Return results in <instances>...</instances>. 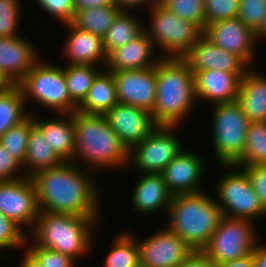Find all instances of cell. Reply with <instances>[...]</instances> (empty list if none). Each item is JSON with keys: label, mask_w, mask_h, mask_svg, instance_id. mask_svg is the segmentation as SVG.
Wrapping results in <instances>:
<instances>
[{"label": "cell", "mask_w": 266, "mask_h": 267, "mask_svg": "<svg viewBox=\"0 0 266 267\" xmlns=\"http://www.w3.org/2000/svg\"><path fill=\"white\" fill-rule=\"evenodd\" d=\"M137 180L131 198L133 210L147 215L162 207L169 208L173 195L168 191L162 174L143 173Z\"/></svg>", "instance_id": "obj_24"}, {"label": "cell", "mask_w": 266, "mask_h": 267, "mask_svg": "<svg viewBox=\"0 0 266 267\" xmlns=\"http://www.w3.org/2000/svg\"><path fill=\"white\" fill-rule=\"evenodd\" d=\"M136 242L140 267H177L194 252L166 227Z\"/></svg>", "instance_id": "obj_13"}, {"label": "cell", "mask_w": 266, "mask_h": 267, "mask_svg": "<svg viewBox=\"0 0 266 267\" xmlns=\"http://www.w3.org/2000/svg\"><path fill=\"white\" fill-rule=\"evenodd\" d=\"M27 247V248H26ZM26 248L44 267H74L75 259L56 250L39 247L25 246Z\"/></svg>", "instance_id": "obj_40"}, {"label": "cell", "mask_w": 266, "mask_h": 267, "mask_svg": "<svg viewBox=\"0 0 266 267\" xmlns=\"http://www.w3.org/2000/svg\"><path fill=\"white\" fill-rule=\"evenodd\" d=\"M182 58L192 71L216 69L223 72H246L250 68L239 56L218 47L204 35Z\"/></svg>", "instance_id": "obj_18"}, {"label": "cell", "mask_w": 266, "mask_h": 267, "mask_svg": "<svg viewBox=\"0 0 266 267\" xmlns=\"http://www.w3.org/2000/svg\"><path fill=\"white\" fill-rule=\"evenodd\" d=\"M238 18L257 32L266 13V0H240Z\"/></svg>", "instance_id": "obj_39"}, {"label": "cell", "mask_w": 266, "mask_h": 267, "mask_svg": "<svg viewBox=\"0 0 266 267\" xmlns=\"http://www.w3.org/2000/svg\"><path fill=\"white\" fill-rule=\"evenodd\" d=\"M202 157L198 153L184 151L183 148L167 164L161 174L172 195L196 193L203 190L199 186L206 168Z\"/></svg>", "instance_id": "obj_17"}, {"label": "cell", "mask_w": 266, "mask_h": 267, "mask_svg": "<svg viewBox=\"0 0 266 267\" xmlns=\"http://www.w3.org/2000/svg\"><path fill=\"white\" fill-rule=\"evenodd\" d=\"M212 108V144L216 159L221 165L235 164L245 148L250 121L237 100L214 104Z\"/></svg>", "instance_id": "obj_7"}, {"label": "cell", "mask_w": 266, "mask_h": 267, "mask_svg": "<svg viewBox=\"0 0 266 267\" xmlns=\"http://www.w3.org/2000/svg\"><path fill=\"white\" fill-rule=\"evenodd\" d=\"M177 126H157L128 151V163L138 172L161 174L167 164L184 148L174 132Z\"/></svg>", "instance_id": "obj_11"}, {"label": "cell", "mask_w": 266, "mask_h": 267, "mask_svg": "<svg viewBox=\"0 0 266 267\" xmlns=\"http://www.w3.org/2000/svg\"><path fill=\"white\" fill-rule=\"evenodd\" d=\"M0 212L22 229H32L39 214L35 186L30 177L0 182Z\"/></svg>", "instance_id": "obj_12"}, {"label": "cell", "mask_w": 266, "mask_h": 267, "mask_svg": "<svg viewBox=\"0 0 266 267\" xmlns=\"http://www.w3.org/2000/svg\"><path fill=\"white\" fill-rule=\"evenodd\" d=\"M179 18L196 24L202 31L205 29V0H158Z\"/></svg>", "instance_id": "obj_35"}, {"label": "cell", "mask_w": 266, "mask_h": 267, "mask_svg": "<svg viewBox=\"0 0 266 267\" xmlns=\"http://www.w3.org/2000/svg\"><path fill=\"white\" fill-rule=\"evenodd\" d=\"M130 14V11H120L114 18L112 25L103 36V45L106 54L131 42L144 31L142 22Z\"/></svg>", "instance_id": "obj_28"}, {"label": "cell", "mask_w": 266, "mask_h": 267, "mask_svg": "<svg viewBox=\"0 0 266 267\" xmlns=\"http://www.w3.org/2000/svg\"><path fill=\"white\" fill-rule=\"evenodd\" d=\"M215 267H253L252 256L249 254L233 261L215 264Z\"/></svg>", "instance_id": "obj_48"}, {"label": "cell", "mask_w": 266, "mask_h": 267, "mask_svg": "<svg viewBox=\"0 0 266 267\" xmlns=\"http://www.w3.org/2000/svg\"><path fill=\"white\" fill-rule=\"evenodd\" d=\"M99 218L39 211L32 228L33 245L56 250L73 259L87 255L93 244V228ZM87 253V254H86Z\"/></svg>", "instance_id": "obj_5"}, {"label": "cell", "mask_w": 266, "mask_h": 267, "mask_svg": "<svg viewBox=\"0 0 266 267\" xmlns=\"http://www.w3.org/2000/svg\"><path fill=\"white\" fill-rule=\"evenodd\" d=\"M177 267H215V264L201 251H194Z\"/></svg>", "instance_id": "obj_44"}, {"label": "cell", "mask_w": 266, "mask_h": 267, "mask_svg": "<svg viewBox=\"0 0 266 267\" xmlns=\"http://www.w3.org/2000/svg\"><path fill=\"white\" fill-rule=\"evenodd\" d=\"M195 78L183 58L159 57L156 100L151 115L157 126H180L196 105ZM179 125V126H178Z\"/></svg>", "instance_id": "obj_2"}, {"label": "cell", "mask_w": 266, "mask_h": 267, "mask_svg": "<svg viewBox=\"0 0 266 267\" xmlns=\"http://www.w3.org/2000/svg\"><path fill=\"white\" fill-rule=\"evenodd\" d=\"M41 10L55 17L62 24L71 23L75 10L73 0H36Z\"/></svg>", "instance_id": "obj_41"}, {"label": "cell", "mask_w": 266, "mask_h": 267, "mask_svg": "<svg viewBox=\"0 0 266 267\" xmlns=\"http://www.w3.org/2000/svg\"><path fill=\"white\" fill-rule=\"evenodd\" d=\"M249 68L240 80L237 101L250 122L266 121V76Z\"/></svg>", "instance_id": "obj_25"}, {"label": "cell", "mask_w": 266, "mask_h": 267, "mask_svg": "<svg viewBox=\"0 0 266 267\" xmlns=\"http://www.w3.org/2000/svg\"><path fill=\"white\" fill-rule=\"evenodd\" d=\"M92 172L74 162H62L34 173L30 178L39 211L100 218V191Z\"/></svg>", "instance_id": "obj_1"}, {"label": "cell", "mask_w": 266, "mask_h": 267, "mask_svg": "<svg viewBox=\"0 0 266 267\" xmlns=\"http://www.w3.org/2000/svg\"><path fill=\"white\" fill-rule=\"evenodd\" d=\"M120 11L115 4L81 10L75 12L71 23L84 31L103 37Z\"/></svg>", "instance_id": "obj_31"}, {"label": "cell", "mask_w": 266, "mask_h": 267, "mask_svg": "<svg viewBox=\"0 0 266 267\" xmlns=\"http://www.w3.org/2000/svg\"><path fill=\"white\" fill-rule=\"evenodd\" d=\"M18 85L26 105L32 98L57 114L77 111V105L69 96L64 69L61 66L49 64L40 59Z\"/></svg>", "instance_id": "obj_6"}, {"label": "cell", "mask_w": 266, "mask_h": 267, "mask_svg": "<svg viewBox=\"0 0 266 267\" xmlns=\"http://www.w3.org/2000/svg\"><path fill=\"white\" fill-rule=\"evenodd\" d=\"M253 267H266V245L260 243L251 252Z\"/></svg>", "instance_id": "obj_47"}, {"label": "cell", "mask_w": 266, "mask_h": 267, "mask_svg": "<svg viewBox=\"0 0 266 267\" xmlns=\"http://www.w3.org/2000/svg\"><path fill=\"white\" fill-rule=\"evenodd\" d=\"M15 84L0 70V93L8 91Z\"/></svg>", "instance_id": "obj_50"}, {"label": "cell", "mask_w": 266, "mask_h": 267, "mask_svg": "<svg viewBox=\"0 0 266 267\" xmlns=\"http://www.w3.org/2000/svg\"><path fill=\"white\" fill-rule=\"evenodd\" d=\"M203 35L213 44L239 56L249 67L256 59L255 42L260 41L256 32L238 17L207 24ZM252 63V64H251Z\"/></svg>", "instance_id": "obj_14"}, {"label": "cell", "mask_w": 266, "mask_h": 267, "mask_svg": "<svg viewBox=\"0 0 266 267\" xmlns=\"http://www.w3.org/2000/svg\"><path fill=\"white\" fill-rule=\"evenodd\" d=\"M69 35L63 44V53L69 65L106 64L107 54L103 45V37L75 27L72 23L64 24Z\"/></svg>", "instance_id": "obj_21"}, {"label": "cell", "mask_w": 266, "mask_h": 267, "mask_svg": "<svg viewBox=\"0 0 266 267\" xmlns=\"http://www.w3.org/2000/svg\"><path fill=\"white\" fill-rule=\"evenodd\" d=\"M75 151L73 162L87 169L117 168L128 164V150L120 142L105 115L73 112ZM79 160V161H78ZM107 167V168H106Z\"/></svg>", "instance_id": "obj_3"}, {"label": "cell", "mask_w": 266, "mask_h": 267, "mask_svg": "<svg viewBox=\"0 0 266 267\" xmlns=\"http://www.w3.org/2000/svg\"><path fill=\"white\" fill-rule=\"evenodd\" d=\"M252 222L254 220L222 216L217 229L201 252L214 264L251 254L259 241Z\"/></svg>", "instance_id": "obj_9"}, {"label": "cell", "mask_w": 266, "mask_h": 267, "mask_svg": "<svg viewBox=\"0 0 266 267\" xmlns=\"http://www.w3.org/2000/svg\"><path fill=\"white\" fill-rule=\"evenodd\" d=\"M61 117L41 120L34 117V126L43 134L63 162H73L75 151V129L73 113L57 114ZM65 117V118H64Z\"/></svg>", "instance_id": "obj_23"}, {"label": "cell", "mask_w": 266, "mask_h": 267, "mask_svg": "<svg viewBox=\"0 0 266 267\" xmlns=\"http://www.w3.org/2000/svg\"><path fill=\"white\" fill-rule=\"evenodd\" d=\"M63 161L44 139L43 134L34 126L29 133L27 143V153L22 166L25 170L21 174L31 177L34 173L56 167Z\"/></svg>", "instance_id": "obj_27"}, {"label": "cell", "mask_w": 266, "mask_h": 267, "mask_svg": "<svg viewBox=\"0 0 266 267\" xmlns=\"http://www.w3.org/2000/svg\"><path fill=\"white\" fill-rule=\"evenodd\" d=\"M149 14L151 27H144V31L154 47L165 52L164 57L182 58L203 35L196 24L179 18L159 2L149 9Z\"/></svg>", "instance_id": "obj_8"}, {"label": "cell", "mask_w": 266, "mask_h": 267, "mask_svg": "<svg viewBox=\"0 0 266 267\" xmlns=\"http://www.w3.org/2000/svg\"><path fill=\"white\" fill-rule=\"evenodd\" d=\"M75 12L114 5V0H73Z\"/></svg>", "instance_id": "obj_45"}, {"label": "cell", "mask_w": 266, "mask_h": 267, "mask_svg": "<svg viewBox=\"0 0 266 267\" xmlns=\"http://www.w3.org/2000/svg\"><path fill=\"white\" fill-rule=\"evenodd\" d=\"M156 49L145 31L135 37L131 42L116 48L107 55L105 69L120 71L131 69H146L156 66L153 54Z\"/></svg>", "instance_id": "obj_22"}, {"label": "cell", "mask_w": 266, "mask_h": 267, "mask_svg": "<svg viewBox=\"0 0 266 267\" xmlns=\"http://www.w3.org/2000/svg\"><path fill=\"white\" fill-rule=\"evenodd\" d=\"M22 165L6 150L0 142V182L14 181L25 176H17V172H21Z\"/></svg>", "instance_id": "obj_43"}, {"label": "cell", "mask_w": 266, "mask_h": 267, "mask_svg": "<svg viewBox=\"0 0 266 267\" xmlns=\"http://www.w3.org/2000/svg\"><path fill=\"white\" fill-rule=\"evenodd\" d=\"M128 231L121 232L113 240L103 267H140L136 237Z\"/></svg>", "instance_id": "obj_32"}, {"label": "cell", "mask_w": 266, "mask_h": 267, "mask_svg": "<svg viewBox=\"0 0 266 267\" xmlns=\"http://www.w3.org/2000/svg\"><path fill=\"white\" fill-rule=\"evenodd\" d=\"M105 116L128 151L157 127L151 113L119 102Z\"/></svg>", "instance_id": "obj_16"}, {"label": "cell", "mask_w": 266, "mask_h": 267, "mask_svg": "<svg viewBox=\"0 0 266 267\" xmlns=\"http://www.w3.org/2000/svg\"><path fill=\"white\" fill-rule=\"evenodd\" d=\"M19 0H0V37L21 36L18 32L21 14Z\"/></svg>", "instance_id": "obj_36"}, {"label": "cell", "mask_w": 266, "mask_h": 267, "mask_svg": "<svg viewBox=\"0 0 266 267\" xmlns=\"http://www.w3.org/2000/svg\"><path fill=\"white\" fill-rule=\"evenodd\" d=\"M264 164H266V121H253L248 125L242 156L234 165L241 169L248 165Z\"/></svg>", "instance_id": "obj_30"}, {"label": "cell", "mask_w": 266, "mask_h": 267, "mask_svg": "<svg viewBox=\"0 0 266 267\" xmlns=\"http://www.w3.org/2000/svg\"><path fill=\"white\" fill-rule=\"evenodd\" d=\"M242 168L246 171L254 192L257 194L262 207L266 210V164L248 165Z\"/></svg>", "instance_id": "obj_42"}, {"label": "cell", "mask_w": 266, "mask_h": 267, "mask_svg": "<svg viewBox=\"0 0 266 267\" xmlns=\"http://www.w3.org/2000/svg\"><path fill=\"white\" fill-rule=\"evenodd\" d=\"M158 0H114V4L121 11H130L131 9L138 8L140 6H146L149 4V8L155 5Z\"/></svg>", "instance_id": "obj_46"}, {"label": "cell", "mask_w": 266, "mask_h": 267, "mask_svg": "<svg viewBox=\"0 0 266 267\" xmlns=\"http://www.w3.org/2000/svg\"><path fill=\"white\" fill-rule=\"evenodd\" d=\"M231 171L223 175L216 185V201L222 215L229 218L250 219L263 218L266 210L254 192L246 171L238 166L221 165ZM239 170V171H238ZM219 201V202H218Z\"/></svg>", "instance_id": "obj_10"}, {"label": "cell", "mask_w": 266, "mask_h": 267, "mask_svg": "<svg viewBox=\"0 0 266 267\" xmlns=\"http://www.w3.org/2000/svg\"><path fill=\"white\" fill-rule=\"evenodd\" d=\"M256 35H257L258 39H260V40L266 38V13H265V15L263 17V22L261 24V27L256 32Z\"/></svg>", "instance_id": "obj_51"}, {"label": "cell", "mask_w": 266, "mask_h": 267, "mask_svg": "<svg viewBox=\"0 0 266 267\" xmlns=\"http://www.w3.org/2000/svg\"><path fill=\"white\" fill-rule=\"evenodd\" d=\"M192 72L197 101L208 100L213 105L236 101L240 80L245 74V72H223L216 69Z\"/></svg>", "instance_id": "obj_19"}, {"label": "cell", "mask_w": 266, "mask_h": 267, "mask_svg": "<svg viewBox=\"0 0 266 267\" xmlns=\"http://www.w3.org/2000/svg\"><path fill=\"white\" fill-rule=\"evenodd\" d=\"M111 72L118 102L151 113L156 100V66Z\"/></svg>", "instance_id": "obj_15"}, {"label": "cell", "mask_w": 266, "mask_h": 267, "mask_svg": "<svg viewBox=\"0 0 266 267\" xmlns=\"http://www.w3.org/2000/svg\"><path fill=\"white\" fill-rule=\"evenodd\" d=\"M118 103L115 82L111 71L105 68L93 80L77 111L85 114L105 115Z\"/></svg>", "instance_id": "obj_26"}, {"label": "cell", "mask_w": 266, "mask_h": 267, "mask_svg": "<svg viewBox=\"0 0 266 267\" xmlns=\"http://www.w3.org/2000/svg\"><path fill=\"white\" fill-rule=\"evenodd\" d=\"M34 127V116L30 114L19 124L11 127L1 137L0 142L22 166L27 153L30 130Z\"/></svg>", "instance_id": "obj_34"}, {"label": "cell", "mask_w": 266, "mask_h": 267, "mask_svg": "<svg viewBox=\"0 0 266 267\" xmlns=\"http://www.w3.org/2000/svg\"><path fill=\"white\" fill-rule=\"evenodd\" d=\"M167 211L170 217L166 228L193 251L206 246L223 216L216 199L204 191L173 195Z\"/></svg>", "instance_id": "obj_4"}, {"label": "cell", "mask_w": 266, "mask_h": 267, "mask_svg": "<svg viewBox=\"0 0 266 267\" xmlns=\"http://www.w3.org/2000/svg\"><path fill=\"white\" fill-rule=\"evenodd\" d=\"M239 3L240 0H205V24L237 17Z\"/></svg>", "instance_id": "obj_38"}, {"label": "cell", "mask_w": 266, "mask_h": 267, "mask_svg": "<svg viewBox=\"0 0 266 267\" xmlns=\"http://www.w3.org/2000/svg\"><path fill=\"white\" fill-rule=\"evenodd\" d=\"M94 65H66L63 67L71 100L78 106L86 97L93 80L100 72Z\"/></svg>", "instance_id": "obj_33"}, {"label": "cell", "mask_w": 266, "mask_h": 267, "mask_svg": "<svg viewBox=\"0 0 266 267\" xmlns=\"http://www.w3.org/2000/svg\"><path fill=\"white\" fill-rule=\"evenodd\" d=\"M24 253V258H22L23 260L19 267H44L27 249H25Z\"/></svg>", "instance_id": "obj_49"}, {"label": "cell", "mask_w": 266, "mask_h": 267, "mask_svg": "<svg viewBox=\"0 0 266 267\" xmlns=\"http://www.w3.org/2000/svg\"><path fill=\"white\" fill-rule=\"evenodd\" d=\"M36 49L24 37H0V70L18 84L40 60Z\"/></svg>", "instance_id": "obj_20"}, {"label": "cell", "mask_w": 266, "mask_h": 267, "mask_svg": "<svg viewBox=\"0 0 266 267\" xmlns=\"http://www.w3.org/2000/svg\"><path fill=\"white\" fill-rule=\"evenodd\" d=\"M25 233L14 221L7 218L0 212V251L13 248H23L26 246L27 237Z\"/></svg>", "instance_id": "obj_37"}, {"label": "cell", "mask_w": 266, "mask_h": 267, "mask_svg": "<svg viewBox=\"0 0 266 267\" xmlns=\"http://www.w3.org/2000/svg\"><path fill=\"white\" fill-rule=\"evenodd\" d=\"M25 105L23 93L18 84L0 93V137L31 114L25 110Z\"/></svg>", "instance_id": "obj_29"}]
</instances>
